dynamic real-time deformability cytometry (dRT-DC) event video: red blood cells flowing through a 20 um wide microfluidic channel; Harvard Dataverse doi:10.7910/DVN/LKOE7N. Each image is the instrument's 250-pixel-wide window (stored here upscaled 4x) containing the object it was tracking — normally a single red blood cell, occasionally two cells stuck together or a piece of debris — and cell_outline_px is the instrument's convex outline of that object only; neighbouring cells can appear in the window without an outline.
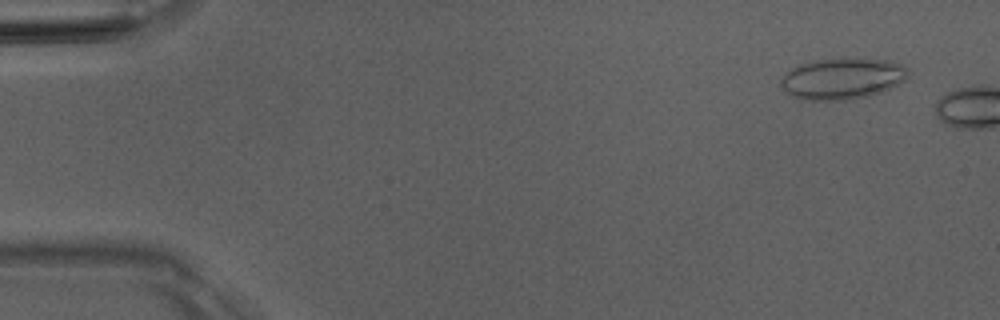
{"species": "Egyptian fruit bat (a non-hibernating species)", "species_latin": "Rousettus aegyptiacus", "temperature_condition": "room temperature", "stored_images_in_passage": 7, "camera_frame_rate_fps": 3000, "um_per_image_px": 0.085, "animal": {"sex": "male"}, "frame": {"image": 1, "passage_image": 4, "time_ms": 1.0, "image_size_px": [1000, 320], "cell_outline_px": [[908, 72], [904, 80], [880, 92], [868, 96], [844, 100], [800, 100], [784, 92], [780, 84], [780, 80], [792, 68], [800, 64], [812, 60], [844, 56], [888, 60], [900, 64], [908, 68]], "centroid_in_image_um": [71.55, 6.65], "position_along_channel_um": 13.4, "area_um2": 31.04}}